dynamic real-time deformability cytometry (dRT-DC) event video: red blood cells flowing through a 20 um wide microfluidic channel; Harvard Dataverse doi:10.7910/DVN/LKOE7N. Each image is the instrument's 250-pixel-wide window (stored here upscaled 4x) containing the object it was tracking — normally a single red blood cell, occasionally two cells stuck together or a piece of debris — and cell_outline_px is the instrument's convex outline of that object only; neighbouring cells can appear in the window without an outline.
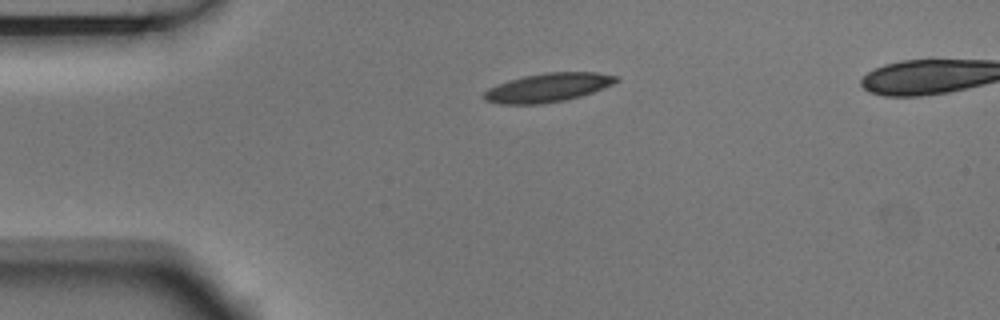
{"species": "Egyptian fruit bat (a non-hibernating species)", "species_latin": "Rousettus aegyptiacus", "temperature_condition": "room temperature", "stored_images_in_passage": 4, "camera_frame_rate_fps": 3000, "um_per_image_px": 0.085, "animal": {"sex": "male"}, "frame": {"image": 1, "passage_image": 4, "time_ms": 1.0, "image_size_px": [1000, 320], "cell_outline_px": [[620, 80], [604, 88], [580, 96], [564, 100], [540, 104], [500, 104], [484, 100], [484, 92], [488, 88], [508, 80], [524, 76], [544, 72], [600, 72], [620, 76]], "centroid_in_image_um": [46.6, 7.43], "position_along_channel_um": 38.4, "area_um2": 22.25}}